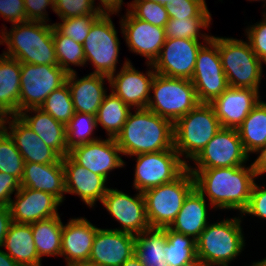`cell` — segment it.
Returning a JSON list of instances; mask_svg holds the SVG:
<instances>
[{
  "label": "cell",
  "instance_id": "cell-57",
  "mask_svg": "<svg viewBox=\"0 0 266 266\" xmlns=\"http://www.w3.org/2000/svg\"><path fill=\"white\" fill-rule=\"evenodd\" d=\"M147 1L159 3L161 5H169V4H171L172 0H147Z\"/></svg>",
  "mask_w": 266,
  "mask_h": 266
},
{
  "label": "cell",
  "instance_id": "cell-29",
  "mask_svg": "<svg viewBox=\"0 0 266 266\" xmlns=\"http://www.w3.org/2000/svg\"><path fill=\"white\" fill-rule=\"evenodd\" d=\"M2 249L20 266H43L34 244L31 224L12 222Z\"/></svg>",
  "mask_w": 266,
  "mask_h": 266
},
{
  "label": "cell",
  "instance_id": "cell-35",
  "mask_svg": "<svg viewBox=\"0 0 266 266\" xmlns=\"http://www.w3.org/2000/svg\"><path fill=\"white\" fill-rule=\"evenodd\" d=\"M167 243L165 260L168 266H200L197 258L196 240L166 227Z\"/></svg>",
  "mask_w": 266,
  "mask_h": 266
},
{
  "label": "cell",
  "instance_id": "cell-33",
  "mask_svg": "<svg viewBox=\"0 0 266 266\" xmlns=\"http://www.w3.org/2000/svg\"><path fill=\"white\" fill-rule=\"evenodd\" d=\"M166 228L150 227L135 236V255L144 266H168L165 260Z\"/></svg>",
  "mask_w": 266,
  "mask_h": 266
},
{
  "label": "cell",
  "instance_id": "cell-58",
  "mask_svg": "<svg viewBox=\"0 0 266 266\" xmlns=\"http://www.w3.org/2000/svg\"><path fill=\"white\" fill-rule=\"evenodd\" d=\"M7 116L0 110V128L3 127L4 122L6 121Z\"/></svg>",
  "mask_w": 266,
  "mask_h": 266
},
{
  "label": "cell",
  "instance_id": "cell-42",
  "mask_svg": "<svg viewBox=\"0 0 266 266\" xmlns=\"http://www.w3.org/2000/svg\"><path fill=\"white\" fill-rule=\"evenodd\" d=\"M128 11L136 18L148 23L163 27L169 21L168 12L164 5L147 0H132L129 2Z\"/></svg>",
  "mask_w": 266,
  "mask_h": 266
},
{
  "label": "cell",
  "instance_id": "cell-53",
  "mask_svg": "<svg viewBox=\"0 0 266 266\" xmlns=\"http://www.w3.org/2000/svg\"><path fill=\"white\" fill-rule=\"evenodd\" d=\"M0 266H19L2 248H0Z\"/></svg>",
  "mask_w": 266,
  "mask_h": 266
},
{
  "label": "cell",
  "instance_id": "cell-34",
  "mask_svg": "<svg viewBox=\"0 0 266 266\" xmlns=\"http://www.w3.org/2000/svg\"><path fill=\"white\" fill-rule=\"evenodd\" d=\"M131 110L118 96L109 91L96 114L98 129L99 127L104 129L106 137L115 138L121 131Z\"/></svg>",
  "mask_w": 266,
  "mask_h": 266
},
{
  "label": "cell",
  "instance_id": "cell-22",
  "mask_svg": "<svg viewBox=\"0 0 266 266\" xmlns=\"http://www.w3.org/2000/svg\"><path fill=\"white\" fill-rule=\"evenodd\" d=\"M261 92L250 88L228 87L210 103L221 127L238 129L251 110L263 98Z\"/></svg>",
  "mask_w": 266,
  "mask_h": 266
},
{
  "label": "cell",
  "instance_id": "cell-44",
  "mask_svg": "<svg viewBox=\"0 0 266 266\" xmlns=\"http://www.w3.org/2000/svg\"><path fill=\"white\" fill-rule=\"evenodd\" d=\"M261 18L256 23H252V20L251 24L247 23L242 37H246L254 53L266 66V17L261 15Z\"/></svg>",
  "mask_w": 266,
  "mask_h": 266
},
{
  "label": "cell",
  "instance_id": "cell-9",
  "mask_svg": "<svg viewBox=\"0 0 266 266\" xmlns=\"http://www.w3.org/2000/svg\"><path fill=\"white\" fill-rule=\"evenodd\" d=\"M194 187V176L186 169L175 180L143 192L150 227H170L181 210L184 199Z\"/></svg>",
  "mask_w": 266,
  "mask_h": 266
},
{
  "label": "cell",
  "instance_id": "cell-51",
  "mask_svg": "<svg viewBox=\"0 0 266 266\" xmlns=\"http://www.w3.org/2000/svg\"><path fill=\"white\" fill-rule=\"evenodd\" d=\"M11 223L12 217L10 208L8 206H0V248L3 247L4 239Z\"/></svg>",
  "mask_w": 266,
  "mask_h": 266
},
{
  "label": "cell",
  "instance_id": "cell-20",
  "mask_svg": "<svg viewBox=\"0 0 266 266\" xmlns=\"http://www.w3.org/2000/svg\"><path fill=\"white\" fill-rule=\"evenodd\" d=\"M62 164L66 194L77 196L86 207L95 209L110 188V185H107L110 182L77 164L68 154L62 158Z\"/></svg>",
  "mask_w": 266,
  "mask_h": 266
},
{
  "label": "cell",
  "instance_id": "cell-41",
  "mask_svg": "<svg viewBox=\"0 0 266 266\" xmlns=\"http://www.w3.org/2000/svg\"><path fill=\"white\" fill-rule=\"evenodd\" d=\"M102 14H89L86 16H78L68 19H59L54 22V27L64 36L71 38L77 43L83 44L88 36L92 24Z\"/></svg>",
  "mask_w": 266,
  "mask_h": 266
},
{
  "label": "cell",
  "instance_id": "cell-4",
  "mask_svg": "<svg viewBox=\"0 0 266 266\" xmlns=\"http://www.w3.org/2000/svg\"><path fill=\"white\" fill-rule=\"evenodd\" d=\"M209 222L196 239L197 258L200 266H231L240 259L247 240L241 214ZM222 220H221V219Z\"/></svg>",
  "mask_w": 266,
  "mask_h": 266
},
{
  "label": "cell",
  "instance_id": "cell-16",
  "mask_svg": "<svg viewBox=\"0 0 266 266\" xmlns=\"http://www.w3.org/2000/svg\"><path fill=\"white\" fill-rule=\"evenodd\" d=\"M117 16L129 52L144 57L145 63H153L166 40L164 28L138 19L128 10Z\"/></svg>",
  "mask_w": 266,
  "mask_h": 266
},
{
  "label": "cell",
  "instance_id": "cell-59",
  "mask_svg": "<svg viewBox=\"0 0 266 266\" xmlns=\"http://www.w3.org/2000/svg\"><path fill=\"white\" fill-rule=\"evenodd\" d=\"M262 6V15L266 17V2Z\"/></svg>",
  "mask_w": 266,
  "mask_h": 266
},
{
  "label": "cell",
  "instance_id": "cell-11",
  "mask_svg": "<svg viewBox=\"0 0 266 266\" xmlns=\"http://www.w3.org/2000/svg\"><path fill=\"white\" fill-rule=\"evenodd\" d=\"M191 82L199 103H212L229 87L218 52V36L212 35L198 51Z\"/></svg>",
  "mask_w": 266,
  "mask_h": 266
},
{
  "label": "cell",
  "instance_id": "cell-12",
  "mask_svg": "<svg viewBox=\"0 0 266 266\" xmlns=\"http://www.w3.org/2000/svg\"><path fill=\"white\" fill-rule=\"evenodd\" d=\"M249 157L243 147L238 130L222 127L187 165V169L241 166L251 162Z\"/></svg>",
  "mask_w": 266,
  "mask_h": 266
},
{
  "label": "cell",
  "instance_id": "cell-48",
  "mask_svg": "<svg viewBox=\"0 0 266 266\" xmlns=\"http://www.w3.org/2000/svg\"><path fill=\"white\" fill-rule=\"evenodd\" d=\"M27 21L50 23L47 9L54 11V0H24Z\"/></svg>",
  "mask_w": 266,
  "mask_h": 266
},
{
  "label": "cell",
  "instance_id": "cell-24",
  "mask_svg": "<svg viewBox=\"0 0 266 266\" xmlns=\"http://www.w3.org/2000/svg\"><path fill=\"white\" fill-rule=\"evenodd\" d=\"M98 228L85 216H74L63 222L60 257L66 262L65 266L89 260Z\"/></svg>",
  "mask_w": 266,
  "mask_h": 266
},
{
  "label": "cell",
  "instance_id": "cell-13",
  "mask_svg": "<svg viewBox=\"0 0 266 266\" xmlns=\"http://www.w3.org/2000/svg\"><path fill=\"white\" fill-rule=\"evenodd\" d=\"M67 76L59 66L21 63L19 112L40 108L48 95L66 83Z\"/></svg>",
  "mask_w": 266,
  "mask_h": 266
},
{
  "label": "cell",
  "instance_id": "cell-55",
  "mask_svg": "<svg viewBox=\"0 0 266 266\" xmlns=\"http://www.w3.org/2000/svg\"><path fill=\"white\" fill-rule=\"evenodd\" d=\"M67 266H100V265L90 260H85V261H78Z\"/></svg>",
  "mask_w": 266,
  "mask_h": 266
},
{
  "label": "cell",
  "instance_id": "cell-19",
  "mask_svg": "<svg viewBox=\"0 0 266 266\" xmlns=\"http://www.w3.org/2000/svg\"><path fill=\"white\" fill-rule=\"evenodd\" d=\"M62 203L52 194L40 190L20 187L11 198L9 208L12 222L32 224L59 214Z\"/></svg>",
  "mask_w": 266,
  "mask_h": 266
},
{
  "label": "cell",
  "instance_id": "cell-10",
  "mask_svg": "<svg viewBox=\"0 0 266 266\" xmlns=\"http://www.w3.org/2000/svg\"><path fill=\"white\" fill-rule=\"evenodd\" d=\"M130 158L136 162L132 167L134 177L131 187L141 193L175 180L187 169V164L175 149L144 153Z\"/></svg>",
  "mask_w": 266,
  "mask_h": 266
},
{
  "label": "cell",
  "instance_id": "cell-3",
  "mask_svg": "<svg viewBox=\"0 0 266 266\" xmlns=\"http://www.w3.org/2000/svg\"><path fill=\"white\" fill-rule=\"evenodd\" d=\"M0 28L2 54L20 63L58 66L53 41V22L27 21ZM6 45V46H5Z\"/></svg>",
  "mask_w": 266,
  "mask_h": 266
},
{
  "label": "cell",
  "instance_id": "cell-21",
  "mask_svg": "<svg viewBox=\"0 0 266 266\" xmlns=\"http://www.w3.org/2000/svg\"><path fill=\"white\" fill-rule=\"evenodd\" d=\"M135 252V235L99 227L89 260L100 266H121Z\"/></svg>",
  "mask_w": 266,
  "mask_h": 266
},
{
  "label": "cell",
  "instance_id": "cell-7",
  "mask_svg": "<svg viewBox=\"0 0 266 266\" xmlns=\"http://www.w3.org/2000/svg\"><path fill=\"white\" fill-rule=\"evenodd\" d=\"M111 16L114 14H102L91 26L88 36L83 43L85 54V67L90 65L93 70L90 73L101 74L110 77L119 69L120 59L119 31L115 28Z\"/></svg>",
  "mask_w": 266,
  "mask_h": 266
},
{
  "label": "cell",
  "instance_id": "cell-38",
  "mask_svg": "<svg viewBox=\"0 0 266 266\" xmlns=\"http://www.w3.org/2000/svg\"><path fill=\"white\" fill-rule=\"evenodd\" d=\"M96 131H98L96 116L75 112L66 124L68 151L76 146L101 139V135L95 136Z\"/></svg>",
  "mask_w": 266,
  "mask_h": 266
},
{
  "label": "cell",
  "instance_id": "cell-37",
  "mask_svg": "<svg viewBox=\"0 0 266 266\" xmlns=\"http://www.w3.org/2000/svg\"><path fill=\"white\" fill-rule=\"evenodd\" d=\"M53 41L55 45L58 66L67 74L76 72L75 67H85V54L83 44L73 41L71 38L62 35L53 26Z\"/></svg>",
  "mask_w": 266,
  "mask_h": 266
},
{
  "label": "cell",
  "instance_id": "cell-26",
  "mask_svg": "<svg viewBox=\"0 0 266 266\" xmlns=\"http://www.w3.org/2000/svg\"><path fill=\"white\" fill-rule=\"evenodd\" d=\"M20 185L50 193L64 204L66 189L62 158L56 163L49 164L25 163Z\"/></svg>",
  "mask_w": 266,
  "mask_h": 266
},
{
  "label": "cell",
  "instance_id": "cell-43",
  "mask_svg": "<svg viewBox=\"0 0 266 266\" xmlns=\"http://www.w3.org/2000/svg\"><path fill=\"white\" fill-rule=\"evenodd\" d=\"M164 6L169 18L212 17L206 0H172L171 4Z\"/></svg>",
  "mask_w": 266,
  "mask_h": 266
},
{
  "label": "cell",
  "instance_id": "cell-31",
  "mask_svg": "<svg viewBox=\"0 0 266 266\" xmlns=\"http://www.w3.org/2000/svg\"><path fill=\"white\" fill-rule=\"evenodd\" d=\"M62 215L31 224L34 244L39 258L60 257L63 221Z\"/></svg>",
  "mask_w": 266,
  "mask_h": 266
},
{
  "label": "cell",
  "instance_id": "cell-45",
  "mask_svg": "<svg viewBox=\"0 0 266 266\" xmlns=\"http://www.w3.org/2000/svg\"><path fill=\"white\" fill-rule=\"evenodd\" d=\"M59 19H68L89 14H101L92 0H54V11Z\"/></svg>",
  "mask_w": 266,
  "mask_h": 266
},
{
  "label": "cell",
  "instance_id": "cell-1",
  "mask_svg": "<svg viewBox=\"0 0 266 266\" xmlns=\"http://www.w3.org/2000/svg\"><path fill=\"white\" fill-rule=\"evenodd\" d=\"M194 176L195 188L214 207L215 212L237 211L241 214L248 205L257 174L251 163L241 166L188 169ZM227 210V211H226Z\"/></svg>",
  "mask_w": 266,
  "mask_h": 266
},
{
  "label": "cell",
  "instance_id": "cell-60",
  "mask_svg": "<svg viewBox=\"0 0 266 266\" xmlns=\"http://www.w3.org/2000/svg\"><path fill=\"white\" fill-rule=\"evenodd\" d=\"M247 1L251 2V3L252 2H256V1L259 2V3L261 2V3H263L262 5H264V3L266 2V0H247Z\"/></svg>",
  "mask_w": 266,
  "mask_h": 266
},
{
  "label": "cell",
  "instance_id": "cell-46",
  "mask_svg": "<svg viewBox=\"0 0 266 266\" xmlns=\"http://www.w3.org/2000/svg\"><path fill=\"white\" fill-rule=\"evenodd\" d=\"M260 178H257L253 184L251 196L245 210L241 213L243 220H246L247 216L251 218H258L260 222H266V184L262 182L258 183ZM258 181V182H257Z\"/></svg>",
  "mask_w": 266,
  "mask_h": 266
},
{
  "label": "cell",
  "instance_id": "cell-39",
  "mask_svg": "<svg viewBox=\"0 0 266 266\" xmlns=\"http://www.w3.org/2000/svg\"><path fill=\"white\" fill-rule=\"evenodd\" d=\"M40 109L66 125L75 113L67 82L48 95Z\"/></svg>",
  "mask_w": 266,
  "mask_h": 266
},
{
  "label": "cell",
  "instance_id": "cell-5",
  "mask_svg": "<svg viewBox=\"0 0 266 266\" xmlns=\"http://www.w3.org/2000/svg\"><path fill=\"white\" fill-rule=\"evenodd\" d=\"M221 128L213 106L199 103L173 124L174 149L188 165Z\"/></svg>",
  "mask_w": 266,
  "mask_h": 266
},
{
  "label": "cell",
  "instance_id": "cell-18",
  "mask_svg": "<svg viewBox=\"0 0 266 266\" xmlns=\"http://www.w3.org/2000/svg\"><path fill=\"white\" fill-rule=\"evenodd\" d=\"M68 155L79 165L101 175L108 181L111 172L128 166L114 138L104 137L97 141L76 146Z\"/></svg>",
  "mask_w": 266,
  "mask_h": 266
},
{
  "label": "cell",
  "instance_id": "cell-49",
  "mask_svg": "<svg viewBox=\"0 0 266 266\" xmlns=\"http://www.w3.org/2000/svg\"><path fill=\"white\" fill-rule=\"evenodd\" d=\"M20 187V181L16 177L0 172V206H9L12 195H15Z\"/></svg>",
  "mask_w": 266,
  "mask_h": 266
},
{
  "label": "cell",
  "instance_id": "cell-47",
  "mask_svg": "<svg viewBox=\"0 0 266 266\" xmlns=\"http://www.w3.org/2000/svg\"><path fill=\"white\" fill-rule=\"evenodd\" d=\"M0 17L4 22H27L24 0H0Z\"/></svg>",
  "mask_w": 266,
  "mask_h": 266
},
{
  "label": "cell",
  "instance_id": "cell-28",
  "mask_svg": "<svg viewBox=\"0 0 266 266\" xmlns=\"http://www.w3.org/2000/svg\"><path fill=\"white\" fill-rule=\"evenodd\" d=\"M17 116L61 158L69 153L66 125L56 121L50 114L40 108L21 111Z\"/></svg>",
  "mask_w": 266,
  "mask_h": 266
},
{
  "label": "cell",
  "instance_id": "cell-52",
  "mask_svg": "<svg viewBox=\"0 0 266 266\" xmlns=\"http://www.w3.org/2000/svg\"><path fill=\"white\" fill-rule=\"evenodd\" d=\"M256 158L252 161L253 167L256 171L257 177L262 180V176H266V145L262 147L257 153H255Z\"/></svg>",
  "mask_w": 266,
  "mask_h": 266
},
{
  "label": "cell",
  "instance_id": "cell-2",
  "mask_svg": "<svg viewBox=\"0 0 266 266\" xmlns=\"http://www.w3.org/2000/svg\"><path fill=\"white\" fill-rule=\"evenodd\" d=\"M114 139L125 159L174 149L173 123L147 108L132 109Z\"/></svg>",
  "mask_w": 266,
  "mask_h": 266
},
{
  "label": "cell",
  "instance_id": "cell-15",
  "mask_svg": "<svg viewBox=\"0 0 266 266\" xmlns=\"http://www.w3.org/2000/svg\"><path fill=\"white\" fill-rule=\"evenodd\" d=\"M125 57L117 72L109 77L110 91L118 96L131 109L146 108L150 99L151 83L156 74L152 63H145L144 71L134 67Z\"/></svg>",
  "mask_w": 266,
  "mask_h": 266
},
{
  "label": "cell",
  "instance_id": "cell-17",
  "mask_svg": "<svg viewBox=\"0 0 266 266\" xmlns=\"http://www.w3.org/2000/svg\"><path fill=\"white\" fill-rule=\"evenodd\" d=\"M208 41L166 39L159 56L152 63L156 73L167 77L191 80L197 53Z\"/></svg>",
  "mask_w": 266,
  "mask_h": 266
},
{
  "label": "cell",
  "instance_id": "cell-40",
  "mask_svg": "<svg viewBox=\"0 0 266 266\" xmlns=\"http://www.w3.org/2000/svg\"><path fill=\"white\" fill-rule=\"evenodd\" d=\"M24 164V158L13 139L3 128H0V172L13 175L21 181Z\"/></svg>",
  "mask_w": 266,
  "mask_h": 266
},
{
  "label": "cell",
  "instance_id": "cell-30",
  "mask_svg": "<svg viewBox=\"0 0 266 266\" xmlns=\"http://www.w3.org/2000/svg\"><path fill=\"white\" fill-rule=\"evenodd\" d=\"M21 63L0 54V110L6 116L19 113Z\"/></svg>",
  "mask_w": 266,
  "mask_h": 266
},
{
  "label": "cell",
  "instance_id": "cell-56",
  "mask_svg": "<svg viewBox=\"0 0 266 266\" xmlns=\"http://www.w3.org/2000/svg\"><path fill=\"white\" fill-rule=\"evenodd\" d=\"M244 266H266V256L262 259L254 260L250 264Z\"/></svg>",
  "mask_w": 266,
  "mask_h": 266
},
{
  "label": "cell",
  "instance_id": "cell-50",
  "mask_svg": "<svg viewBox=\"0 0 266 266\" xmlns=\"http://www.w3.org/2000/svg\"><path fill=\"white\" fill-rule=\"evenodd\" d=\"M95 8L101 14H115L116 16L122 11L121 9L125 8L124 4L126 5V10L129 9V3L125 2L124 0H92ZM97 1V3L95 2ZM123 7V8H122Z\"/></svg>",
  "mask_w": 266,
  "mask_h": 266
},
{
  "label": "cell",
  "instance_id": "cell-8",
  "mask_svg": "<svg viewBox=\"0 0 266 266\" xmlns=\"http://www.w3.org/2000/svg\"><path fill=\"white\" fill-rule=\"evenodd\" d=\"M198 104L191 80L155 74L147 109L174 124Z\"/></svg>",
  "mask_w": 266,
  "mask_h": 266
},
{
  "label": "cell",
  "instance_id": "cell-36",
  "mask_svg": "<svg viewBox=\"0 0 266 266\" xmlns=\"http://www.w3.org/2000/svg\"><path fill=\"white\" fill-rule=\"evenodd\" d=\"M212 20V17L169 18V21L164 26L165 37L166 39L209 41L212 38V34L209 33L211 31L209 28L213 23Z\"/></svg>",
  "mask_w": 266,
  "mask_h": 266
},
{
  "label": "cell",
  "instance_id": "cell-32",
  "mask_svg": "<svg viewBox=\"0 0 266 266\" xmlns=\"http://www.w3.org/2000/svg\"><path fill=\"white\" fill-rule=\"evenodd\" d=\"M237 130L246 153L252 158L251 156L266 145L265 100L259 101Z\"/></svg>",
  "mask_w": 266,
  "mask_h": 266
},
{
  "label": "cell",
  "instance_id": "cell-6",
  "mask_svg": "<svg viewBox=\"0 0 266 266\" xmlns=\"http://www.w3.org/2000/svg\"><path fill=\"white\" fill-rule=\"evenodd\" d=\"M218 52L230 87L260 92L265 66L246 39L218 36Z\"/></svg>",
  "mask_w": 266,
  "mask_h": 266
},
{
  "label": "cell",
  "instance_id": "cell-27",
  "mask_svg": "<svg viewBox=\"0 0 266 266\" xmlns=\"http://www.w3.org/2000/svg\"><path fill=\"white\" fill-rule=\"evenodd\" d=\"M213 210L215 211L214 207L194 187L184 199L181 210L169 228L196 240L212 221L209 218Z\"/></svg>",
  "mask_w": 266,
  "mask_h": 266
},
{
  "label": "cell",
  "instance_id": "cell-25",
  "mask_svg": "<svg viewBox=\"0 0 266 266\" xmlns=\"http://www.w3.org/2000/svg\"><path fill=\"white\" fill-rule=\"evenodd\" d=\"M13 139L25 163H56L61 157L33 132L17 115L7 116L2 127Z\"/></svg>",
  "mask_w": 266,
  "mask_h": 266
},
{
  "label": "cell",
  "instance_id": "cell-14",
  "mask_svg": "<svg viewBox=\"0 0 266 266\" xmlns=\"http://www.w3.org/2000/svg\"><path fill=\"white\" fill-rule=\"evenodd\" d=\"M134 195L110 187L103 197L100 205L107 211L110 218L118 223L117 231L138 235L150 228L145 208V200L140 191L135 190Z\"/></svg>",
  "mask_w": 266,
  "mask_h": 266
},
{
  "label": "cell",
  "instance_id": "cell-54",
  "mask_svg": "<svg viewBox=\"0 0 266 266\" xmlns=\"http://www.w3.org/2000/svg\"><path fill=\"white\" fill-rule=\"evenodd\" d=\"M121 266H144L135 253L127 259Z\"/></svg>",
  "mask_w": 266,
  "mask_h": 266
},
{
  "label": "cell",
  "instance_id": "cell-23",
  "mask_svg": "<svg viewBox=\"0 0 266 266\" xmlns=\"http://www.w3.org/2000/svg\"><path fill=\"white\" fill-rule=\"evenodd\" d=\"M71 93L75 112L96 116L105 95L110 91L108 76L88 73L78 76V72L70 73L66 79Z\"/></svg>",
  "mask_w": 266,
  "mask_h": 266
}]
</instances>
